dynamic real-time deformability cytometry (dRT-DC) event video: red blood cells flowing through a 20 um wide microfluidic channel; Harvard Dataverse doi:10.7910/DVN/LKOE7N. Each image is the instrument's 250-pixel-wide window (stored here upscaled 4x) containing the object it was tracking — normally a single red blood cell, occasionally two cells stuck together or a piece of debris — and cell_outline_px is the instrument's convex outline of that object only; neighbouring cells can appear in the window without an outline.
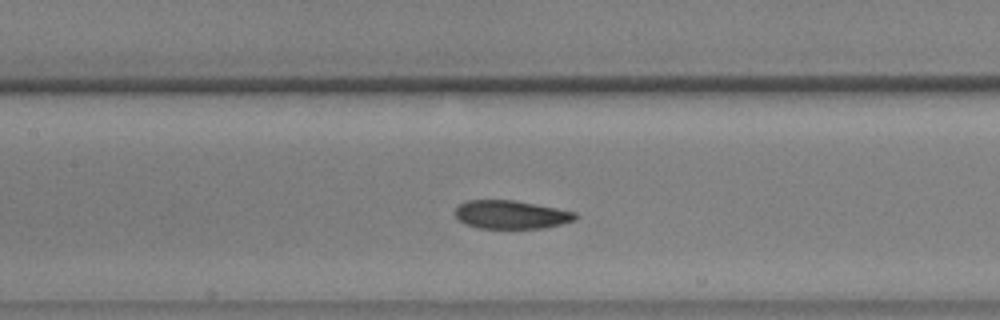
{"species": "common noctule bat (a hibernating species)", "species_latin": "Nyctalus noctula", "temperature_condition": "warm", "stored_images_in_passage": 47, "camera_frame_rate_fps": 3000, "um_per_image_px": 0.085, "animal": {"sex": "male", "body_mass_g": 17.9, "forearm_length_mm": 54.2}, "frame": {"image": 1, "passage_image": 17, "time_ms": 5.333, "image_size_px": [1000, 320], "cell_outline_px": [[580, 216], [576, 220], [544, 228], [476, 228], [464, 224], [456, 216], [456, 208], [460, 204], [468, 200], [512, 200], [556, 208], [576, 212]], "centroid_in_image_um": [43.46, 18.25], "position_along_channel_um": 163.9, "area_um2": 19.83}}
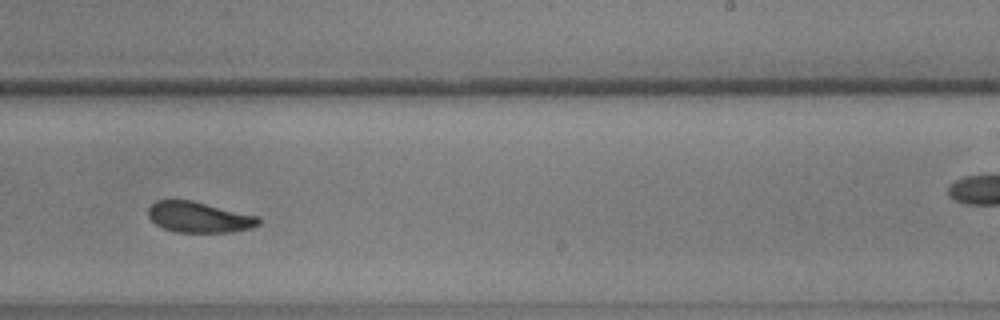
{"frame": {"image": 2, "passage_image": 26, "time_ms": 8.333, "image_size_px": [1000, 320], "cell_outline_px": [[260, 224], [252, 228], [232, 232], [176, 232], [164, 228], [156, 224], [148, 216], [148, 208], [156, 200], [192, 200], [260, 216]], "centroid_in_image_um": [16.95, 18.46], "position_along_channel_um": 272.0, "area_um2": 19.88}}
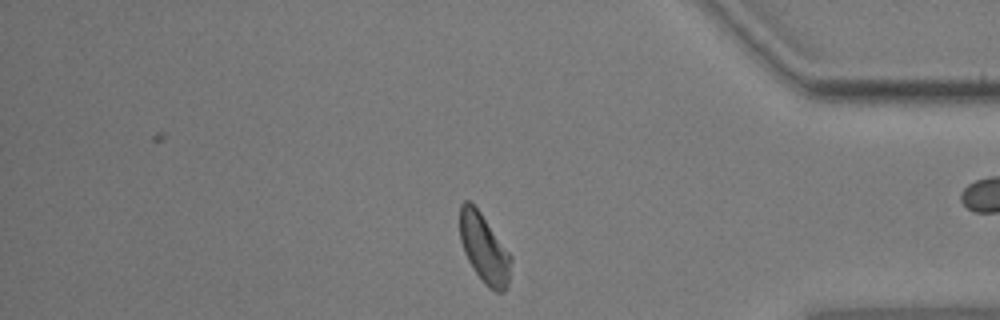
{"frame": {"image": 3, "passage_image": 38, "time_ms": 12.333, "image_size_px": [1000, 320], "cell_outline_px": [[512, 260], [508, 284], [504, 292], [496, 292], [488, 288], [484, 284], [472, 268], [464, 252], [460, 240], [460, 204], [464, 200], [468, 200], [480, 212], [512, 256]], "centroid_in_image_um": [41.15, 21.15], "position_along_channel_um": 394.0, "area_um2": 20.58}, "authors_computed_cell_mechanics": {"area_um2": 20.5768, "velocity_mm_per_s": 3.6191, "shape_relaxation_time_tau1_ms": 4.2196, "shape_relaxation_time_tau2_ms": 2.7453, "deformation_change_tau1": 0.1076, "deformation_change_tau2": 0.0764}}